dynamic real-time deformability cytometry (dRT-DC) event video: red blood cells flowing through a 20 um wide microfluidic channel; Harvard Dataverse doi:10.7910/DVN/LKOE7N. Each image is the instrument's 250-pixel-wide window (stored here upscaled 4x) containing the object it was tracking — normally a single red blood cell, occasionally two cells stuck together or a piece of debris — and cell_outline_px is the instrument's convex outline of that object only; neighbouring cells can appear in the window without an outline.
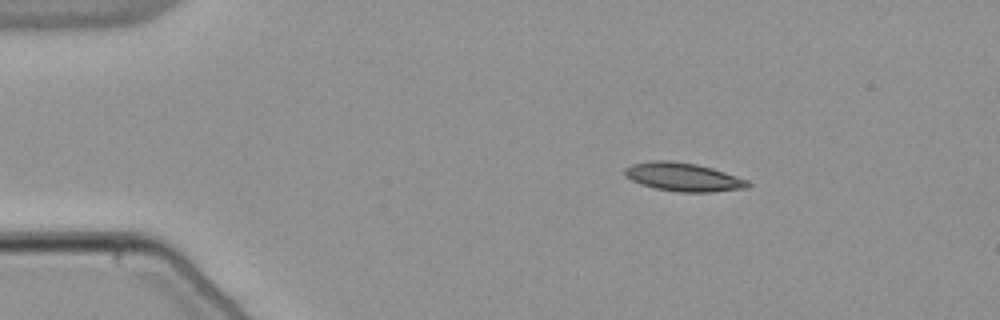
{"species": "common noctule bat (a hibernating species)", "species_latin": "Nyctalus noctula", "temperature_condition": "warm", "stored_images_in_passage": 46, "camera_frame_rate_fps": 3000, "um_per_image_px": 0.085, "animal": {"sex": "male", "body_mass_g": 21.5, "forearm_length_mm": 52.0}, "frame": {"image": 1, "passage_image": 1, "time_ms": 0.0, "image_size_px": [1000, 320], "cell_outline_px": [[752, 184], [748, 188], [712, 192], [680, 192], [656, 188], [640, 184], [624, 176], [624, 168], [632, 164], [652, 160], [668, 160], [696, 164], [712, 168], [748, 180]], "centroid_in_image_um": [58.07, 15.05], "position_along_channel_um": 26.9, "area_um2": 20.46}}
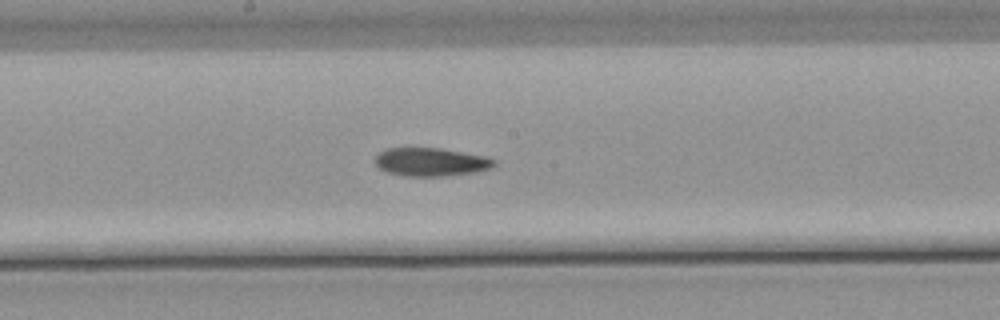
{"frame": {"image": 2, "passage_image": 21, "time_ms": 6.667, "image_size_px": [1000, 320], "cell_outline_px": [[496, 164], [492, 168], [476, 172], [448, 176], [404, 176], [388, 172], [380, 168], [376, 164], [376, 156], [380, 152], [388, 148], [440, 148], [484, 156], [496, 160]], "centroid_in_image_um": [36.66, 13.77], "position_along_channel_um": 211.5, "area_um2": 19.59}}
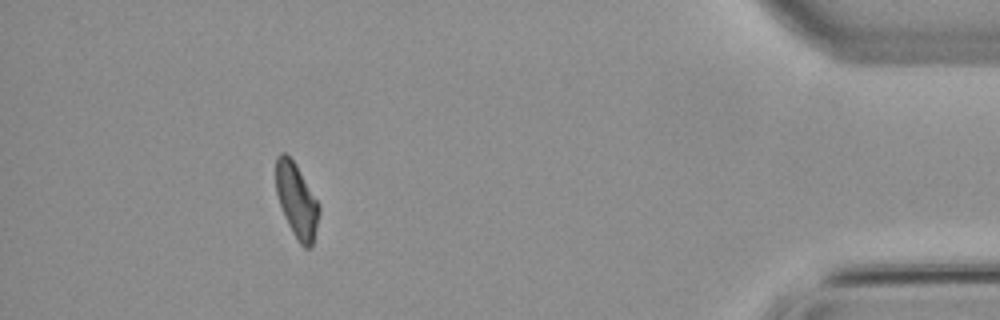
{"frame": {"image": 3, "passage_image": 41, "time_ms": 13.333, "image_size_px": [1000, 320], "cell_outline_px": [[320, 212], [312, 248], [304, 248], [300, 244], [288, 224], [280, 204], [276, 192], [276, 156], [280, 152], [284, 152], [296, 164], [320, 204]], "centroid_in_image_um": [25.23, 17.05], "position_along_channel_um": 410.0, "area_um2": 18.67}, "authors_computed_cell_mechanics": {"area_um2": 19.6809, "velocity_mm_per_s": 3.8224, "shape_relaxation_time_tau1_ms": 8.0056, "shape_relaxation_time_tau2_ms": 7.3404, "deformation_change_tau1": 0.1921, "deformation_change_tau2": 0.1608}}